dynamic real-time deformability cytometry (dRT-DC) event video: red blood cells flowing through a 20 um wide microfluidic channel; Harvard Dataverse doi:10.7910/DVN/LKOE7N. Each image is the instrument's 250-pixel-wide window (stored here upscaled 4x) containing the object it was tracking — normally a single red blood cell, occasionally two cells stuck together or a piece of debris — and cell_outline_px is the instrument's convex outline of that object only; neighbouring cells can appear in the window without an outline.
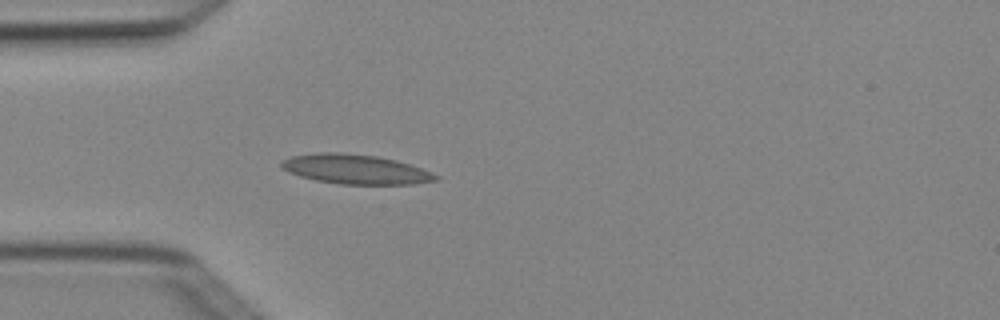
{"species": "Egyptian fruit bat (a non-hibernating species)", "species_latin": "Rousettus aegyptiacus", "temperature_condition": "cold", "stored_images_in_passage": 2, "camera_frame_rate_fps": 3000, "um_per_image_px": 0.085, "animal": {"sex": "female"}, "frame": {"image": 1, "passage_image": 2, "time_ms": 0.333, "image_size_px": [1000, 320], "cell_outline_px": [[440, 180], [412, 184], [340, 184], [316, 180], [300, 176], [288, 172], [280, 168], [280, 160], [292, 156], [320, 152], [340, 152], [376, 156], [396, 160], [432, 172], [440, 176]], "centroid_in_image_um": [30.2, 14.38], "position_along_channel_um": 54.8, "area_um2": 26.65}}